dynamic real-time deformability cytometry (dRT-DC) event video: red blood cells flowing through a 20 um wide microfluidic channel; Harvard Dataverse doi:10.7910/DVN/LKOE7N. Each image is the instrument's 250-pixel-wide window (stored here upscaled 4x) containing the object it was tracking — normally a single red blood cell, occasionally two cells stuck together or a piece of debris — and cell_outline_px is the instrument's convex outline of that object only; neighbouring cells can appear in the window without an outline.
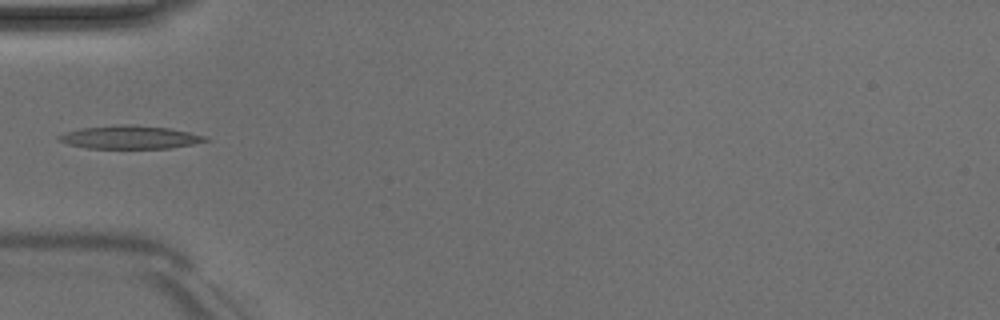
{"species": "Egyptian fruit bat (a non-hibernating species)", "species_latin": "Rousettus aegyptiacus", "temperature_condition": "room temperature", "stored_images_in_passage": 4, "camera_frame_rate_fps": 3000, "um_per_image_px": 0.085, "animal": {"sex": "male"}, "frame": {"image": 1, "passage_image": 4, "time_ms": 3.333, "image_size_px": [1000, 320], "cell_outline_px": [[212, 140], [192, 144], [168, 148], [88, 148], [68, 144], [56, 140], [56, 136], [64, 132], [80, 128], [120, 124], [136, 124], [168, 128], [188, 132], [204, 136]], "centroid_in_image_um": [10.99, 11.65], "position_along_channel_um": 74.0, "area_um2": 19.88}}